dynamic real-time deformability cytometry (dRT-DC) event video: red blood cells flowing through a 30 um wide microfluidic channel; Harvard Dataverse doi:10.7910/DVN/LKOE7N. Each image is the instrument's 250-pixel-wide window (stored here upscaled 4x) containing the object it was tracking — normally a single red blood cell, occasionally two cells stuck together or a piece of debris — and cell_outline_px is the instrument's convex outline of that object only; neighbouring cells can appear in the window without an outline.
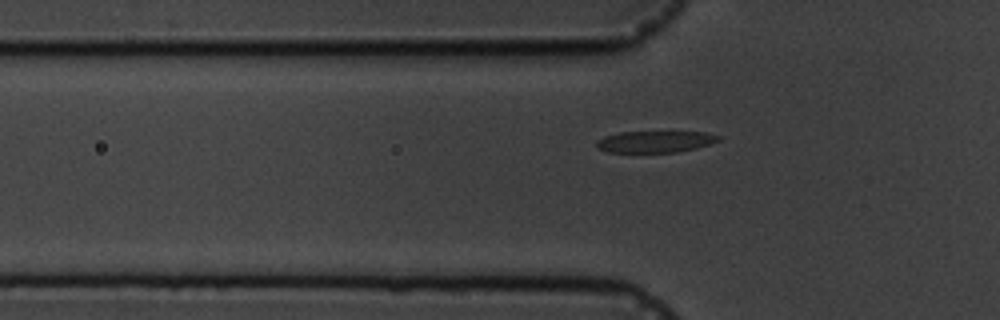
{"species": "common noctule bat (a hibernating species)", "species_latin": "Nyctalus noctula", "temperature_condition": "cold", "stored_images_in_passage": 6, "segment_of_instrument_passage": [2, 2], "camera_frame_rate_fps": 3000, "um_per_image_px": 0.085, "animal": {"sex": "male", "body_mass_g": 19.5, "forearm_length_mm": 54.6}, "frame": {"image": 1, "passage_image": 6, "time_ms": 6.0, "image_size_px": [1000, 320], "cell_outline_px": [[720, 140], [696, 148], [676, 152], [608, 152], [596, 148], [596, 140], [604, 136], [620, 132], [704, 132], [720, 136]], "centroid_in_image_um": [55.64, 12.04], "position_along_channel_um": 70.2, "area_um2": 15.26}}